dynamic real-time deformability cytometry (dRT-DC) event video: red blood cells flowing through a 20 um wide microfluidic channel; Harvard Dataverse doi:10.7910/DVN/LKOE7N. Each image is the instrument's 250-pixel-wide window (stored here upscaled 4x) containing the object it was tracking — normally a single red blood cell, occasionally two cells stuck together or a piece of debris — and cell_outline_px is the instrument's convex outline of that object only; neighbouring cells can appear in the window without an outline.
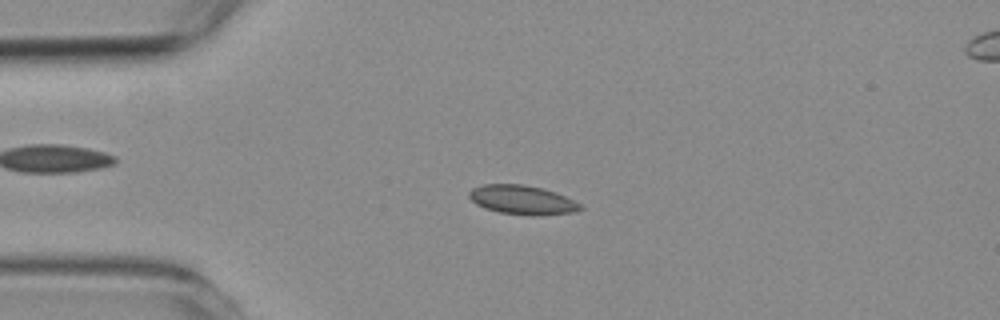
{"species": "common noctule bat (a hibernating species)", "species_latin": "Nyctalus noctula", "temperature_condition": "room temperature", "stored_images_in_passage": 53, "camera_frame_rate_fps": 3000, "um_per_image_px": 0.085, "animal": {"sex": "female", "body_mass_g": 19.3, "forearm_length_mm": 54.1}, "frame": {"image": 1, "passage_image": 12, "time_ms": 3.667, "image_size_px": [1000, 320], "cell_outline_px": [[584, 208], [576, 212], [540, 216], [532, 216], [500, 212], [484, 208], [476, 204], [468, 196], [468, 192], [472, 188], [484, 184], [524, 184], [544, 188], [556, 192], [580, 204]], "centroid_in_image_um": [44.4, 16.99], "position_along_channel_um": 40.6, "area_um2": 19.07}}
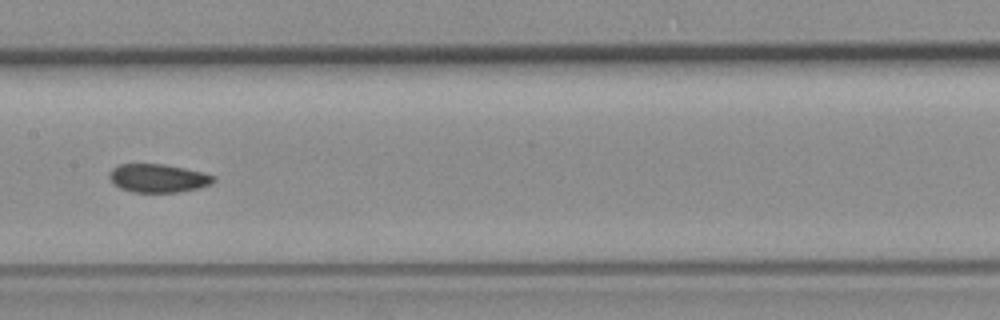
{"frame": {"image": 2, "passage_image": 26, "time_ms": 8.333, "image_size_px": [1000, 320], "cell_outline_px": [[216, 180], [212, 184], [200, 188], [180, 192], [132, 192], [120, 188], [112, 184], [108, 176], [108, 172], [112, 168], [120, 164], [164, 164], [204, 172], [216, 176]], "centroid_in_image_um": [13.45, 15.15], "position_along_channel_um": 194.0, "area_um2": 17.57}}
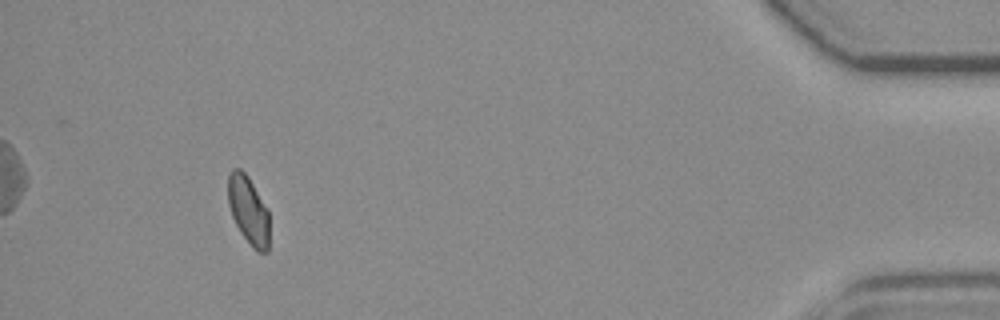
{"frame": {"image": 3, "passage_image": 49, "time_ms": 16.0, "image_size_px": [1000, 320], "cell_outline_px": [[268, 252], [256, 252], [252, 248], [240, 232], [232, 216], [228, 204], [228, 172], [232, 168], [240, 168], [248, 176], [268, 208]], "centroid_in_image_um": [21.1, 17.85], "position_along_channel_um": 414.1, "area_um2": 16.59}, "authors_computed_cell_mechanics": {"area_um2": 17.5712, "velocity_mm_per_s": 3.8082, "shape_relaxation_time_tau1_ms": 9.6738, "shape_relaxation_time_tau2_ms": null, "deformation_change_tau1": 0.1237, "deformation_change_tau2": null}}